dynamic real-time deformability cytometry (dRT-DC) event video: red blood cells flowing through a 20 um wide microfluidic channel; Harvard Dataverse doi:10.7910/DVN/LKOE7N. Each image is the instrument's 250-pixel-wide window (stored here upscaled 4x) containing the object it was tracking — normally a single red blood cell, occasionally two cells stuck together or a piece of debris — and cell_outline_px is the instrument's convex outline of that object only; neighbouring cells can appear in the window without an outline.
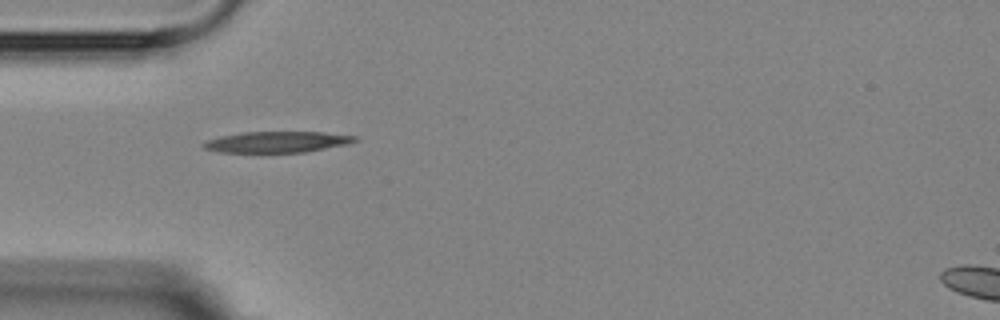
{"species": "Egyptian fruit bat (a non-hibernating species)", "species_latin": "Rousettus aegyptiacus", "temperature_condition": "room temperature", "stored_images_in_passage": 2, "camera_frame_rate_fps": 3000, "um_per_image_px": 0.085, "animal": {"sex": "female"}, "frame": {"image": 1, "passage_image": 1, "time_ms": 0.0, "image_size_px": [1000, 320], "cell_outline_px": [[360, 140], [348, 144], [304, 152], [220, 152], [204, 148], [200, 144], [204, 140], [220, 136], [244, 132], [324, 132], [360, 136]], "centroid_in_image_um": [23.58, 12.06], "position_along_channel_um": 61.4, "area_um2": 18.73}}
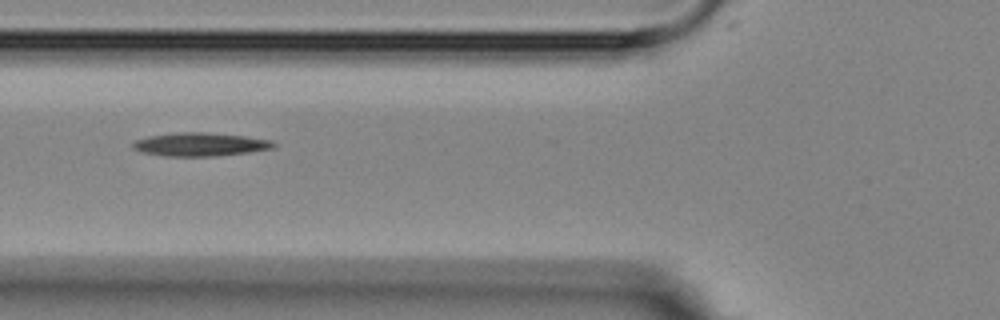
{"frame": {"image": 2, "passage_image": 2, "time_ms": 1.333, "image_size_px": [1000, 320], "cell_outline_px": [[276, 148], [248, 152], [216, 156], [164, 156], [144, 152], [132, 148], [132, 144], [136, 140], [148, 136], [180, 132], [204, 132], [244, 136], [272, 140], [276, 144]], "centroid_in_image_um": [17.04, 12.27], "position_along_channel_um": 108.8, "area_um2": 19.13}}